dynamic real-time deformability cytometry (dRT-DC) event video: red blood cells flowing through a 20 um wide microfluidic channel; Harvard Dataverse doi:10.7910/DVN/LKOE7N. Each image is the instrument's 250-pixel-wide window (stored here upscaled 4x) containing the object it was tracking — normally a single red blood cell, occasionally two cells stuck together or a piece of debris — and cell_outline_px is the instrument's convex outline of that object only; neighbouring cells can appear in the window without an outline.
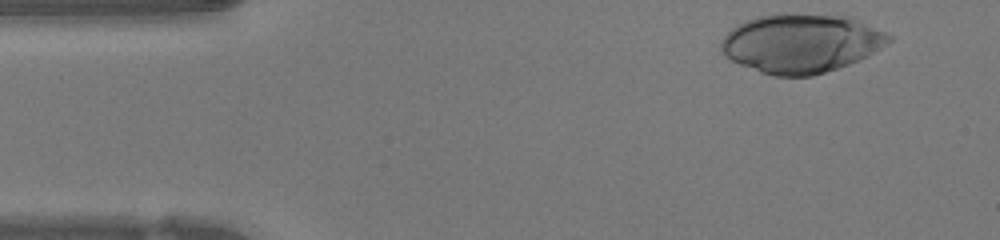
{"species": "human", "species_latin": "Homo sapiens", "temperature_condition": "warm", "stored_images_in_passage": 37, "camera_frame_rate_fps": 3000, "um_per_image_px": 0.085, "donor": {"sex": "female"}, "frame": {"image": 1, "passage_image": 1, "time_ms": 0.0, "image_size_px": [1000, 240], "cell_outline_px": [[892, 40], [888, 44], [868, 56], [848, 64], [812, 76], [776, 76], [760, 72], [740, 64], [724, 56], [720, 52], [720, 40], [736, 24], [744, 20], [756, 16], [780, 12], [848, 16], [888, 32], [892, 36]], "centroid_in_image_um": [68.08, 3.65], "position_along_channel_um": 16.9, "area_um2": 58.2}}
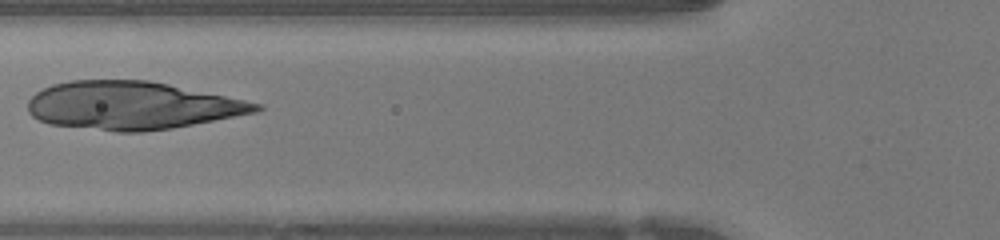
{"frame": {"image": 2, "passage_image": 14, "time_ms": 4.333, "image_size_px": [1000, 240], "cell_outline_px": [[264, 108], [256, 112], [172, 128], [144, 132], [116, 132], [48, 124], [32, 116], [28, 112], [28, 100], [36, 92], [52, 84], [72, 80], [148, 80], [168, 84], [264, 104]], "centroid_in_image_um": [11.17, 8.97], "position_along_channel_um": 114.6, "area_um2": 63.7}}
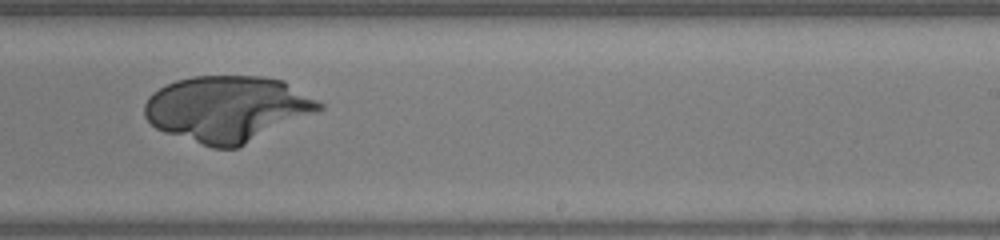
{"frame": {"image": 3, "passage_image": 25, "time_ms": 8.0, "image_size_px": [1000, 240], "cell_outline_px": [[324, 108], [236, 148], [212, 148], [164, 132], [156, 128], [144, 116], [144, 104], [148, 96], [152, 92], [176, 80], [192, 76], [260, 76], [284, 80], [324, 104]], "centroid_in_image_um": [19.29, 9.23], "position_along_channel_um": 269.7, "area_um2": 66.7}}